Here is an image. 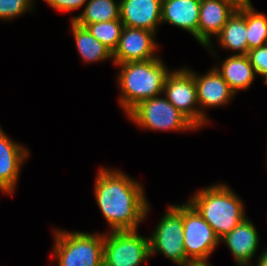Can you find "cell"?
<instances>
[{
  "instance_id": "obj_13",
  "label": "cell",
  "mask_w": 267,
  "mask_h": 266,
  "mask_svg": "<svg viewBox=\"0 0 267 266\" xmlns=\"http://www.w3.org/2000/svg\"><path fill=\"white\" fill-rule=\"evenodd\" d=\"M120 19L124 26L156 33L161 22L162 0H120Z\"/></svg>"
},
{
  "instance_id": "obj_23",
  "label": "cell",
  "mask_w": 267,
  "mask_h": 266,
  "mask_svg": "<svg viewBox=\"0 0 267 266\" xmlns=\"http://www.w3.org/2000/svg\"><path fill=\"white\" fill-rule=\"evenodd\" d=\"M33 0H0V19L10 20L31 9Z\"/></svg>"
},
{
  "instance_id": "obj_5",
  "label": "cell",
  "mask_w": 267,
  "mask_h": 266,
  "mask_svg": "<svg viewBox=\"0 0 267 266\" xmlns=\"http://www.w3.org/2000/svg\"><path fill=\"white\" fill-rule=\"evenodd\" d=\"M149 238L150 256L156 252L178 266L194 263L186 256L183 238V204L171 205Z\"/></svg>"
},
{
  "instance_id": "obj_26",
  "label": "cell",
  "mask_w": 267,
  "mask_h": 266,
  "mask_svg": "<svg viewBox=\"0 0 267 266\" xmlns=\"http://www.w3.org/2000/svg\"><path fill=\"white\" fill-rule=\"evenodd\" d=\"M221 1L227 3L236 11L244 10L245 8L253 6L250 0H221Z\"/></svg>"
},
{
  "instance_id": "obj_25",
  "label": "cell",
  "mask_w": 267,
  "mask_h": 266,
  "mask_svg": "<svg viewBox=\"0 0 267 266\" xmlns=\"http://www.w3.org/2000/svg\"><path fill=\"white\" fill-rule=\"evenodd\" d=\"M51 7L59 11H71L79 9L89 0H45Z\"/></svg>"
},
{
  "instance_id": "obj_29",
  "label": "cell",
  "mask_w": 267,
  "mask_h": 266,
  "mask_svg": "<svg viewBox=\"0 0 267 266\" xmlns=\"http://www.w3.org/2000/svg\"><path fill=\"white\" fill-rule=\"evenodd\" d=\"M263 77L265 78L264 82L267 84V73H265Z\"/></svg>"
},
{
  "instance_id": "obj_4",
  "label": "cell",
  "mask_w": 267,
  "mask_h": 266,
  "mask_svg": "<svg viewBox=\"0 0 267 266\" xmlns=\"http://www.w3.org/2000/svg\"><path fill=\"white\" fill-rule=\"evenodd\" d=\"M58 266H103L104 234L55 230Z\"/></svg>"
},
{
  "instance_id": "obj_24",
  "label": "cell",
  "mask_w": 267,
  "mask_h": 266,
  "mask_svg": "<svg viewBox=\"0 0 267 266\" xmlns=\"http://www.w3.org/2000/svg\"><path fill=\"white\" fill-rule=\"evenodd\" d=\"M247 56L256 74L267 73V44L248 51Z\"/></svg>"
},
{
  "instance_id": "obj_28",
  "label": "cell",
  "mask_w": 267,
  "mask_h": 266,
  "mask_svg": "<svg viewBox=\"0 0 267 266\" xmlns=\"http://www.w3.org/2000/svg\"><path fill=\"white\" fill-rule=\"evenodd\" d=\"M191 266H211V265L208 263V264H193Z\"/></svg>"
},
{
  "instance_id": "obj_11",
  "label": "cell",
  "mask_w": 267,
  "mask_h": 266,
  "mask_svg": "<svg viewBox=\"0 0 267 266\" xmlns=\"http://www.w3.org/2000/svg\"><path fill=\"white\" fill-rule=\"evenodd\" d=\"M195 77V84L198 97V107L200 105V127L206 125L208 118L201 107H218L225 105L235 93L230 89L227 82L214 67L204 75H197L192 69H188Z\"/></svg>"
},
{
  "instance_id": "obj_7",
  "label": "cell",
  "mask_w": 267,
  "mask_h": 266,
  "mask_svg": "<svg viewBox=\"0 0 267 266\" xmlns=\"http://www.w3.org/2000/svg\"><path fill=\"white\" fill-rule=\"evenodd\" d=\"M149 257V238L139 235L137 230L104 235L103 266H139Z\"/></svg>"
},
{
  "instance_id": "obj_19",
  "label": "cell",
  "mask_w": 267,
  "mask_h": 266,
  "mask_svg": "<svg viewBox=\"0 0 267 266\" xmlns=\"http://www.w3.org/2000/svg\"><path fill=\"white\" fill-rule=\"evenodd\" d=\"M71 31L81 58L88 62H99L113 59V53L99 40L91 35L86 27L78 25L71 20Z\"/></svg>"
},
{
  "instance_id": "obj_12",
  "label": "cell",
  "mask_w": 267,
  "mask_h": 266,
  "mask_svg": "<svg viewBox=\"0 0 267 266\" xmlns=\"http://www.w3.org/2000/svg\"><path fill=\"white\" fill-rule=\"evenodd\" d=\"M28 150L0 131V191L13 194Z\"/></svg>"
},
{
  "instance_id": "obj_2",
  "label": "cell",
  "mask_w": 267,
  "mask_h": 266,
  "mask_svg": "<svg viewBox=\"0 0 267 266\" xmlns=\"http://www.w3.org/2000/svg\"><path fill=\"white\" fill-rule=\"evenodd\" d=\"M116 65L120 66L117 74L122 93L119 103L126 114L141 101L159 96L170 73L160 57Z\"/></svg>"
},
{
  "instance_id": "obj_16",
  "label": "cell",
  "mask_w": 267,
  "mask_h": 266,
  "mask_svg": "<svg viewBox=\"0 0 267 266\" xmlns=\"http://www.w3.org/2000/svg\"><path fill=\"white\" fill-rule=\"evenodd\" d=\"M201 0H162L161 22L190 32L198 41Z\"/></svg>"
},
{
  "instance_id": "obj_15",
  "label": "cell",
  "mask_w": 267,
  "mask_h": 266,
  "mask_svg": "<svg viewBox=\"0 0 267 266\" xmlns=\"http://www.w3.org/2000/svg\"><path fill=\"white\" fill-rule=\"evenodd\" d=\"M230 249L239 266H249L258 249L259 236L251 220L244 219L230 233L220 239Z\"/></svg>"
},
{
  "instance_id": "obj_21",
  "label": "cell",
  "mask_w": 267,
  "mask_h": 266,
  "mask_svg": "<svg viewBox=\"0 0 267 266\" xmlns=\"http://www.w3.org/2000/svg\"><path fill=\"white\" fill-rule=\"evenodd\" d=\"M246 19L248 51L267 44V17L254 7L239 11Z\"/></svg>"
},
{
  "instance_id": "obj_6",
  "label": "cell",
  "mask_w": 267,
  "mask_h": 266,
  "mask_svg": "<svg viewBox=\"0 0 267 266\" xmlns=\"http://www.w3.org/2000/svg\"><path fill=\"white\" fill-rule=\"evenodd\" d=\"M127 115L135 124L148 130H175L177 132L198 129L166 97L155 96L143 100L132 108Z\"/></svg>"
},
{
  "instance_id": "obj_18",
  "label": "cell",
  "mask_w": 267,
  "mask_h": 266,
  "mask_svg": "<svg viewBox=\"0 0 267 266\" xmlns=\"http://www.w3.org/2000/svg\"><path fill=\"white\" fill-rule=\"evenodd\" d=\"M216 37L223 48L238 51L239 55H247L246 19L239 11L233 13Z\"/></svg>"
},
{
  "instance_id": "obj_20",
  "label": "cell",
  "mask_w": 267,
  "mask_h": 266,
  "mask_svg": "<svg viewBox=\"0 0 267 266\" xmlns=\"http://www.w3.org/2000/svg\"><path fill=\"white\" fill-rule=\"evenodd\" d=\"M86 3L81 14L71 18L80 26L86 27L88 24L120 18V3L115 0H89Z\"/></svg>"
},
{
  "instance_id": "obj_8",
  "label": "cell",
  "mask_w": 267,
  "mask_h": 266,
  "mask_svg": "<svg viewBox=\"0 0 267 266\" xmlns=\"http://www.w3.org/2000/svg\"><path fill=\"white\" fill-rule=\"evenodd\" d=\"M183 238L186 256L194 264H208L209 256L220 243L211 226L189 202L183 204Z\"/></svg>"
},
{
  "instance_id": "obj_3",
  "label": "cell",
  "mask_w": 267,
  "mask_h": 266,
  "mask_svg": "<svg viewBox=\"0 0 267 266\" xmlns=\"http://www.w3.org/2000/svg\"><path fill=\"white\" fill-rule=\"evenodd\" d=\"M221 239L246 219L243 202L225 184L199 190L188 201Z\"/></svg>"
},
{
  "instance_id": "obj_17",
  "label": "cell",
  "mask_w": 267,
  "mask_h": 266,
  "mask_svg": "<svg viewBox=\"0 0 267 266\" xmlns=\"http://www.w3.org/2000/svg\"><path fill=\"white\" fill-rule=\"evenodd\" d=\"M215 68L235 94L248 89L256 75L247 55L233 54L223 61L221 68Z\"/></svg>"
},
{
  "instance_id": "obj_14",
  "label": "cell",
  "mask_w": 267,
  "mask_h": 266,
  "mask_svg": "<svg viewBox=\"0 0 267 266\" xmlns=\"http://www.w3.org/2000/svg\"><path fill=\"white\" fill-rule=\"evenodd\" d=\"M234 10L227 3L221 0H201L198 42L207 49H212L211 37L217 36L228 19L233 15Z\"/></svg>"
},
{
  "instance_id": "obj_10",
  "label": "cell",
  "mask_w": 267,
  "mask_h": 266,
  "mask_svg": "<svg viewBox=\"0 0 267 266\" xmlns=\"http://www.w3.org/2000/svg\"><path fill=\"white\" fill-rule=\"evenodd\" d=\"M155 34L147 29L124 26L118 46L113 52L114 64L158 58L154 53L158 48L154 40Z\"/></svg>"
},
{
  "instance_id": "obj_27",
  "label": "cell",
  "mask_w": 267,
  "mask_h": 266,
  "mask_svg": "<svg viewBox=\"0 0 267 266\" xmlns=\"http://www.w3.org/2000/svg\"><path fill=\"white\" fill-rule=\"evenodd\" d=\"M256 266H267V249L258 258Z\"/></svg>"
},
{
  "instance_id": "obj_1",
  "label": "cell",
  "mask_w": 267,
  "mask_h": 266,
  "mask_svg": "<svg viewBox=\"0 0 267 266\" xmlns=\"http://www.w3.org/2000/svg\"><path fill=\"white\" fill-rule=\"evenodd\" d=\"M97 174L94 194L111 231L137 230L149 212L142 185L117 169Z\"/></svg>"
},
{
  "instance_id": "obj_22",
  "label": "cell",
  "mask_w": 267,
  "mask_h": 266,
  "mask_svg": "<svg viewBox=\"0 0 267 266\" xmlns=\"http://www.w3.org/2000/svg\"><path fill=\"white\" fill-rule=\"evenodd\" d=\"M124 25L121 19L88 24L87 30L113 53L117 48Z\"/></svg>"
},
{
  "instance_id": "obj_9",
  "label": "cell",
  "mask_w": 267,
  "mask_h": 266,
  "mask_svg": "<svg viewBox=\"0 0 267 266\" xmlns=\"http://www.w3.org/2000/svg\"><path fill=\"white\" fill-rule=\"evenodd\" d=\"M163 94L197 128L200 127V108L197 107L195 77L188 68L171 71L167 75L164 81Z\"/></svg>"
}]
</instances>
